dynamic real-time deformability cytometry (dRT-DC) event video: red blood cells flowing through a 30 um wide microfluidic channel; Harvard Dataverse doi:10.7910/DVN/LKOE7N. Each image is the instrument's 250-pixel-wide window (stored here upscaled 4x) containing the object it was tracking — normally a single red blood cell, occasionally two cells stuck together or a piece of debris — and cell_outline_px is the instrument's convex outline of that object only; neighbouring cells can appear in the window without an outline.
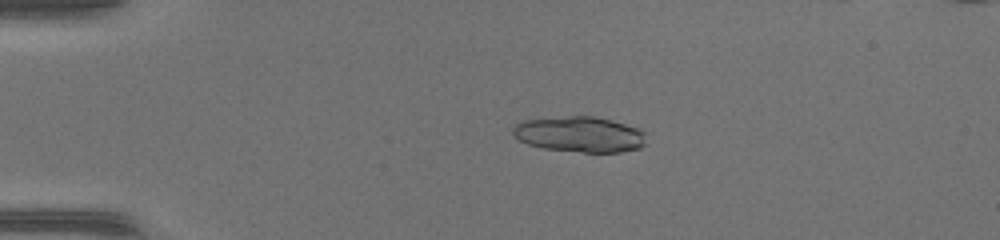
{"species": "common noctule bat (a hibernating species)", "species_latin": "Nyctalus noctula", "temperature_condition": "warm", "stored_images_in_passage": 51, "camera_frame_rate_fps": 3000, "um_per_image_px": 0.085, "animal": {"sex": "female", "body_mass_g": 17.0, "forearm_length_mm": 48.0}, "frame": {"image": 1, "passage_image": 12, "time_ms": 3.667, "image_size_px": [1000, 240], "cell_outline_px": [[644, 144], [640, 148], [620, 152], [584, 152], [544, 148], [528, 144], [520, 140], [512, 132], [512, 128], [516, 124], [524, 120], [568, 116], [592, 116], [624, 124], [636, 128], [644, 132]], "centroid_in_image_um": [49.25, 11.42], "position_along_channel_um": 35.7, "area_um2": 27.22}}